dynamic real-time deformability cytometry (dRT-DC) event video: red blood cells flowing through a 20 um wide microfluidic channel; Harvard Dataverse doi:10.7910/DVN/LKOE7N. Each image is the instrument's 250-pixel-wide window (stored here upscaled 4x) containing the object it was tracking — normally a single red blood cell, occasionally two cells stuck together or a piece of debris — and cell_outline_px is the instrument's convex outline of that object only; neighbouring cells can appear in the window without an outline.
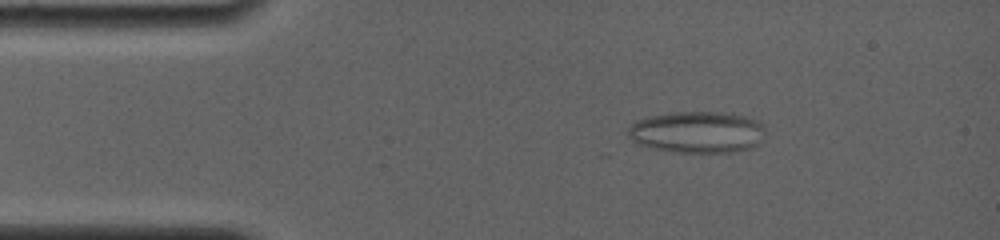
{"species": "common noctule bat (a hibernating species)", "species_latin": "Nyctalus noctula", "temperature_condition": "room temperature", "stored_images_in_passage": 31, "camera_frame_rate_fps": 4000, "um_per_image_px": 0.085, "animal": {"sex": "female", "body_mass_g": 19.0, "forearm_length_mm": 56.7}, "frame": {"image": 1, "passage_image": 7, "time_ms": 2.25, "image_size_px": [1000, 240], "cell_outline_px": [[764, 132], [760, 144], [752, 148], [732, 152], [676, 152], [652, 148], [636, 144], [628, 136], [628, 128], [636, 120], [648, 116], [672, 112], [732, 112], [756, 120], [764, 124]], "centroid_in_image_um": [59.28, 11.22], "position_along_channel_um": 25.7, "area_um2": 33.7}}
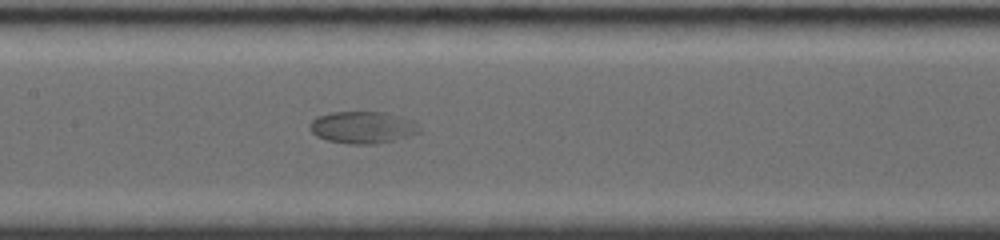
{"frame": {"image": 2, "passage_image": 20, "time_ms": 7.75, "image_size_px": [1000, 240], "cell_outline_px": [[420, 132], [408, 136], [392, 140], [372, 144], [348, 144], [328, 140], [316, 136], [308, 128], [308, 124], [316, 116], [332, 112], [384, 112], [400, 116], [412, 120], [420, 124]], "centroid_in_image_um": [30.8, 10.82], "position_along_channel_um": 176.6, "area_um2": 20.52}}
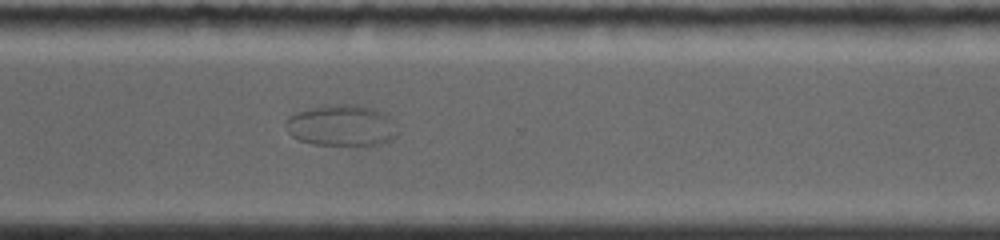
{"frame": {"image": 3, "passage_image": 31, "time_ms": 12.25, "image_size_px": [1000, 240], "cell_outline_px": [[396, 136], [392, 140], [380, 144], [356, 148], [312, 144], [300, 140], [292, 136], [288, 132], [284, 124], [288, 116], [296, 112], [312, 108], [332, 104], [356, 104], [372, 108], [384, 112], [388, 116], [396, 132]], "centroid_in_image_um": [29.01, 10.71], "position_along_channel_um": 341.6, "area_um2": 27.51}}